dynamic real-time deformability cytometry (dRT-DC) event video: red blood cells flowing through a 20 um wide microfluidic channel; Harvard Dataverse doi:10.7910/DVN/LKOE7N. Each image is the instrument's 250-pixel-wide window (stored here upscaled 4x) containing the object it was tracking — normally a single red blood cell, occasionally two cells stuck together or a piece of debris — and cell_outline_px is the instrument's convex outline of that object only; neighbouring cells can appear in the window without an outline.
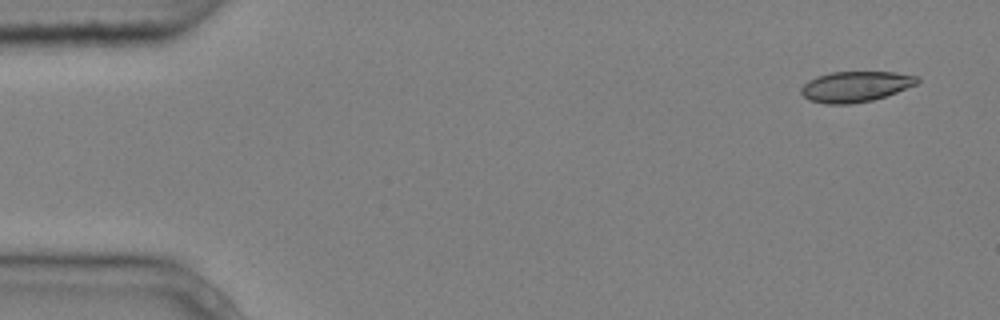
{"species": "common noctule bat (a hibernating species)", "species_latin": "Nyctalus noctula", "temperature_condition": "cold", "stored_images_in_passage": 7, "camera_frame_rate_fps": 3000, "um_per_image_px": 0.085, "animal": {"sex": "male", "body_mass_g": 20.4}, "frame": {"image": 1, "passage_image": 1, "time_ms": 0.0, "image_size_px": [1000, 320], "cell_outline_px": [[920, 80], [916, 84], [896, 92], [872, 100], [852, 104], [824, 104], [808, 100], [800, 92], [800, 88], [808, 80], [816, 76], [832, 72], [896, 72], [920, 76]], "centroid_in_image_um": [72.7, 7.35], "position_along_channel_um": 12.3, "area_um2": 20.81}}
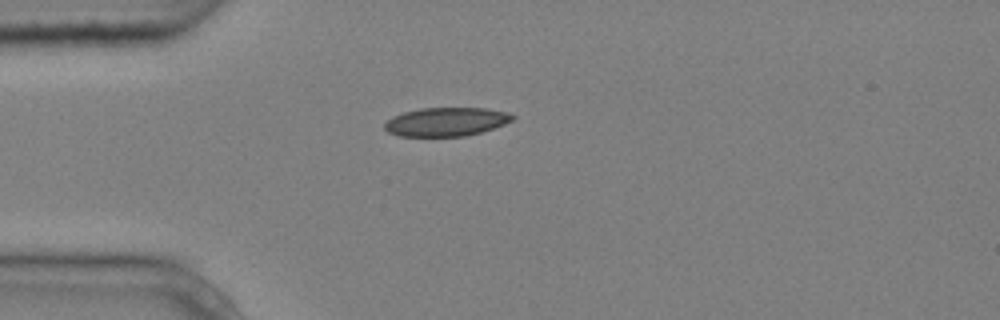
{"frame": {"image": 2, "passage_image": 4, "time_ms": 1.0, "image_size_px": [1000, 320], "cell_outline_px": [[516, 116], [512, 120], [504, 124], [480, 132], [464, 136], [396, 136], [388, 132], [384, 128], [384, 124], [392, 116], [404, 112], [420, 108], [484, 108], [508, 112]], "centroid_in_image_um": [37.9, 10.35], "position_along_channel_um": 47.1, "area_um2": 21.33}}
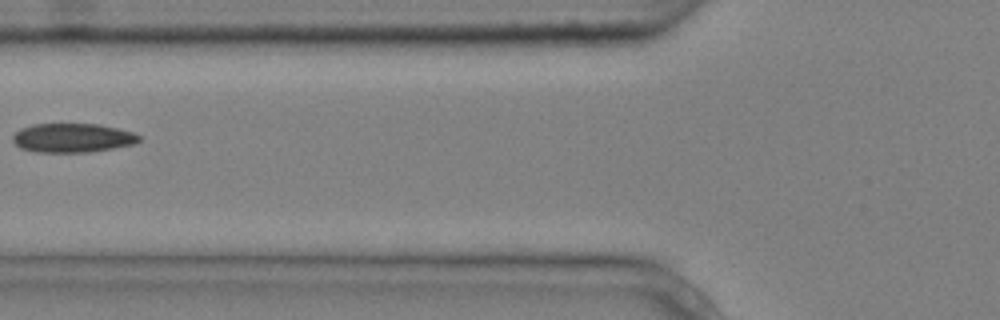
{"frame": {"image": 3, "passage_image": 6, "time_ms": 1.667, "image_size_px": [1000, 320], "cell_outline_px": [[140, 140], [132, 144], [92, 152], [36, 152], [20, 148], [12, 140], [12, 136], [20, 128], [32, 124], [96, 124], [116, 128], [132, 132], [140, 136]], "centroid_in_image_um": [6.12, 11.72], "position_along_channel_um": 119.7, "area_um2": 21.27}}